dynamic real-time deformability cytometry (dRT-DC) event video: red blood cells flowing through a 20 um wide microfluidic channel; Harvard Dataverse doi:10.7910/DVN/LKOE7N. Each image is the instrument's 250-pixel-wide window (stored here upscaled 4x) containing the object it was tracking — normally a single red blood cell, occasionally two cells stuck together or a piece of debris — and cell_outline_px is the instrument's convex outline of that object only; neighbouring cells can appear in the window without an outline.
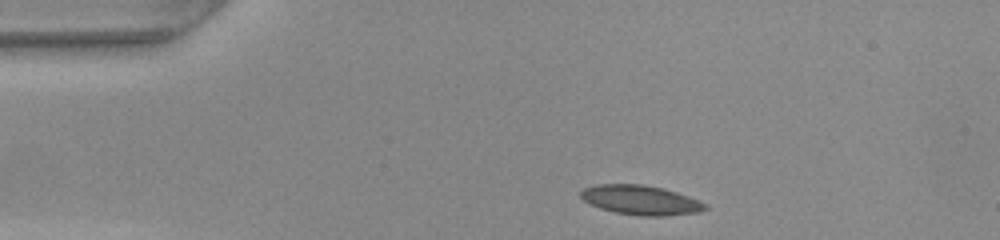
{"species": "common noctule bat (a hibernating species)", "species_latin": "Nyctalus noctula", "temperature_condition": "warm", "stored_images_in_passage": 33, "camera_frame_rate_fps": 3000, "um_per_image_px": 0.085, "animal": {"sex": "female", "body_mass_g": 22.0, "forearm_length_mm": 56.7}, "frame": {"image": 1, "passage_image": 1, "time_ms": 0.0, "image_size_px": [1000, 240], "cell_outline_px": [[700, 208], [680, 212], [624, 212], [608, 208], [596, 204], [588, 200], [584, 196], [592, 188], [624, 184], [652, 188], [668, 192], [700, 204]], "centroid_in_image_um": [54.32, 16.96], "position_along_channel_um": 30.7, "area_um2": 16.18}}
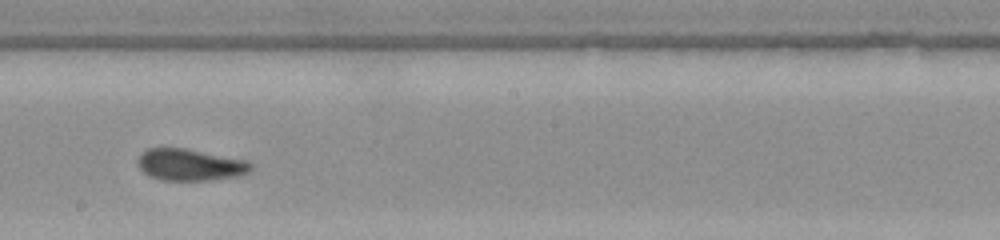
{"frame": {"image": 2, "passage_image": 19, "time_ms": 6.0, "image_size_px": [1000, 240], "cell_outline_px": [[244, 168], [232, 172], [204, 176], [164, 176], [152, 172], [144, 164], [144, 156], [148, 152], [184, 152], [244, 164]], "centroid_in_image_um": [15.96, 13.99], "position_along_channel_um": 232.2, "area_um2": 13.12}}
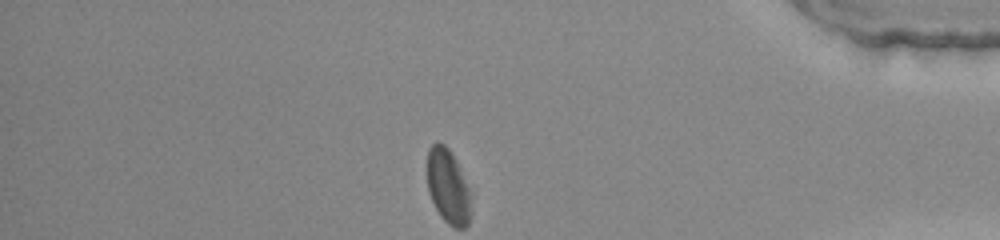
{"frame": {"image": 3, "passage_image": 33, "time_ms": 10.667, "image_size_px": [1000, 240], "cell_outline_px": [[464, 224], [452, 224], [440, 212], [432, 196], [428, 184], [428, 156], [432, 148], [436, 144], [440, 144], [448, 152], [452, 160], [460, 184], [464, 216]], "centroid_in_image_um": [37.84, 15.73], "position_along_channel_um": 397.4, "area_um2": 14.05}, "authors_computed_cell_mechanics": {"area_um2": 14.6812, "velocity_mm_per_s": 4.2444, "shape_relaxation_time_tau1_ms": null, "shape_relaxation_time_tau2_ms": 2.0402, "deformation_change_tau1": null, "deformation_change_tau2": 0.0938}}